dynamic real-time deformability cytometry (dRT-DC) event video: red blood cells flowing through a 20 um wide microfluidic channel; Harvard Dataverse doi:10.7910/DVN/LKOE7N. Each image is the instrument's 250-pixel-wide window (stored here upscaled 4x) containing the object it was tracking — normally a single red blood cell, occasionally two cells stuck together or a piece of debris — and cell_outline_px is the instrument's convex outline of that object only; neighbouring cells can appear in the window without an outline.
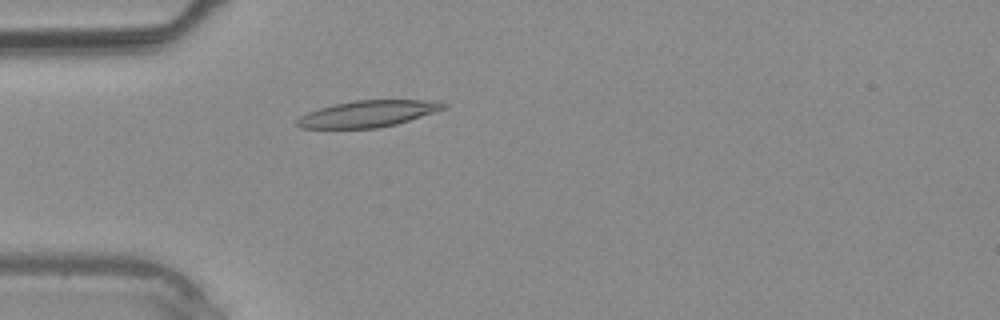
{"species": "common noctule bat (a hibernating species)", "species_latin": "Nyctalus noctula", "temperature_condition": "warm", "stored_images_in_passage": 34, "camera_frame_rate_fps": 3000, "um_per_image_px": 0.085, "animal": {"sex": "male", "body_mass_g": 20.4}, "frame": {"image": 1, "passage_image": 7, "time_ms": 2.0, "image_size_px": [1000, 320], "cell_outline_px": [[448, 108], [396, 124], [376, 128], [300, 128], [296, 124], [296, 120], [300, 116], [308, 112], [320, 108], [336, 104], [356, 100], [440, 100], [448, 104]], "centroid_in_image_um": [31.33, 9.66], "position_along_channel_um": 53.7, "area_um2": 22.6}}
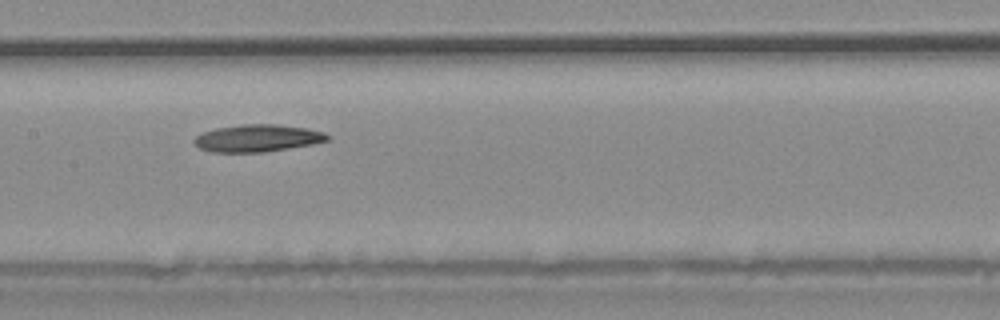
{"frame": {"image": 2, "passage_image": 15, "time_ms": 4.667, "image_size_px": [1000, 320], "cell_outline_px": [[332, 136], [328, 140], [312, 144], [264, 152], [208, 152], [200, 148], [192, 140], [196, 136], [204, 132], [216, 128], [240, 124], [280, 124], [308, 128], [324, 132]], "centroid_in_image_um": [21.9, 11.73], "position_along_channel_um": 185.5, "area_um2": 21.27}}
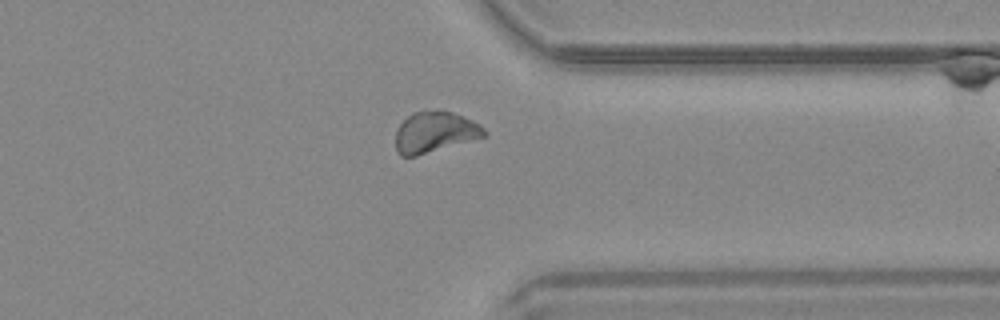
{"frame": {"image": 3, "passage_image": 26, "time_ms": 8.333, "image_size_px": [1000, 320], "cell_outline_px": [[488, 136], [416, 156], [400, 156], [396, 152], [396, 132], [400, 124], [412, 112], [440, 108], [452, 112], [472, 120], [480, 124], [488, 132]], "centroid_in_image_um": [36.98, 11.21], "position_along_channel_um": 374.4, "area_um2": 21.5}}